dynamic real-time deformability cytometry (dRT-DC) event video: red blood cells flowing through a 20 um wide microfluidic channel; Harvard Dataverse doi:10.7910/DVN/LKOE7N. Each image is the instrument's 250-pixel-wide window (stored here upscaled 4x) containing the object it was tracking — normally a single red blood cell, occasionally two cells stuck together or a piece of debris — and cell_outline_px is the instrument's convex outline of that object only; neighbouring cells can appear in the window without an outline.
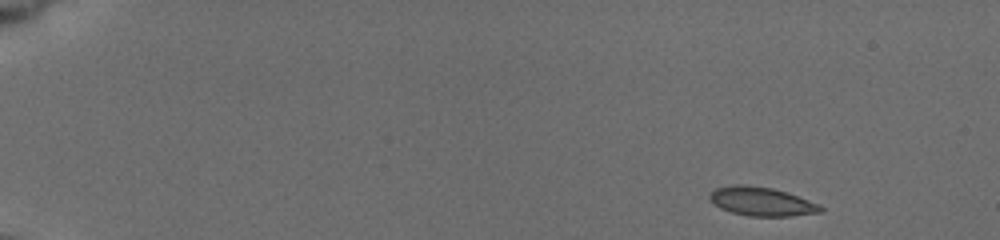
{"species": "common noctule bat (a hibernating species)", "species_latin": "Nyctalus noctula", "temperature_condition": "cold", "stored_images_in_passage": 50, "camera_frame_rate_fps": 3000, "um_per_image_px": 0.085, "animal": {"sex": "female", "body_mass_g": 19.5, "forearm_length_mm": 54.1}, "frame": {"image": 1, "passage_image": 1, "time_ms": 0.0, "image_size_px": [1000, 240], "cell_outline_px": [[824, 208], [820, 212], [792, 216], [748, 216], [732, 212], [720, 208], [708, 196], [716, 188], [736, 184], [748, 184], [772, 188], [788, 192], [820, 204]], "centroid_in_image_um": [64.77, 17.12], "position_along_channel_um": 20.2, "area_um2": 18.61}}
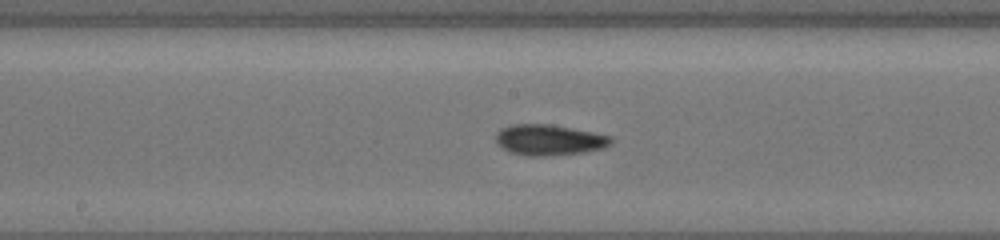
{"frame": {"image": 2, "passage_image": 26, "time_ms": 8.333, "image_size_px": [1000, 240], "cell_outline_px": [[612, 144], [604, 148], [584, 152], [544, 156], [524, 156], [508, 152], [496, 144], [496, 132], [500, 128], [512, 124], [548, 124], [572, 128], [612, 136]], "centroid_in_image_um": [46.64, 11.9], "position_along_channel_um": 201.6, "area_um2": 20.87}}
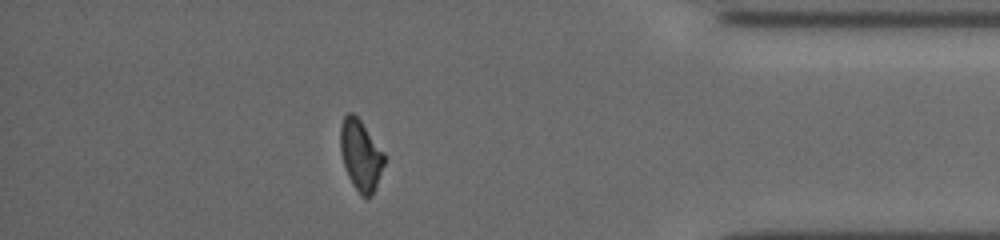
{"frame": {"image": 3, "passage_image": 44, "time_ms": 14.333, "image_size_px": [1000, 240], "cell_outline_px": [[384, 164], [372, 196], [360, 196], [352, 184], [348, 176], [340, 152], [340, 124], [344, 116], [348, 112], [352, 112], [360, 120], [384, 152]], "centroid_in_image_um": [30.63, 13.18], "position_along_channel_um": 404.6, "area_um2": 17.98}, "authors_computed_cell_mechanics": {"area_um2": 19.074, "velocity_mm_per_s": 3.8395, "shape_relaxation_time_tau1_ms": 6.2379, "shape_relaxation_time_tau2_ms": 3.0588, "deformation_change_tau1": 0.1331, "deformation_change_tau2": 0.0664}}